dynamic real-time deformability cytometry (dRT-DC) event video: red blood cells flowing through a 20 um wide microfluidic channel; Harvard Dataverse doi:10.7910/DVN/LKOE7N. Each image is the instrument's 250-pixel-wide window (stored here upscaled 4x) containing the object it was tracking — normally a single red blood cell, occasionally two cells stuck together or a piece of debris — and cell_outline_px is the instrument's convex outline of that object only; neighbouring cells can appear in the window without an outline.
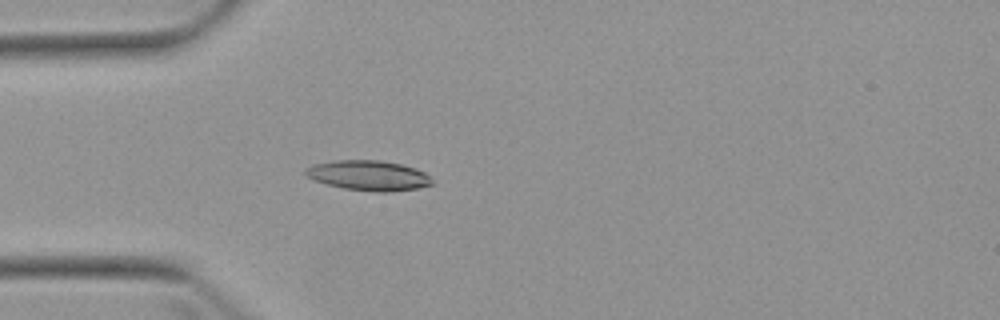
{"species": "Egyptian fruit bat (a non-hibernating species)", "species_latin": "Rousettus aegyptiacus", "temperature_condition": "warm", "stored_images_in_passage": 4, "camera_frame_rate_fps": 3000, "um_per_image_px": 0.085, "animal": {"sex": "female"}, "frame": {"image": 1, "passage_image": 4, "time_ms": 4.333, "image_size_px": [1000, 320], "cell_outline_px": [[432, 184], [416, 188], [384, 192], [376, 192], [344, 188], [312, 180], [304, 172], [304, 168], [312, 164], [332, 160], [380, 160], [400, 164], [416, 168], [424, 172], [432, 180]], "centroid_in_image_um": [31.27, 14.9], "position_along_channel_um": 53.7, "area_um2": 22.08}}